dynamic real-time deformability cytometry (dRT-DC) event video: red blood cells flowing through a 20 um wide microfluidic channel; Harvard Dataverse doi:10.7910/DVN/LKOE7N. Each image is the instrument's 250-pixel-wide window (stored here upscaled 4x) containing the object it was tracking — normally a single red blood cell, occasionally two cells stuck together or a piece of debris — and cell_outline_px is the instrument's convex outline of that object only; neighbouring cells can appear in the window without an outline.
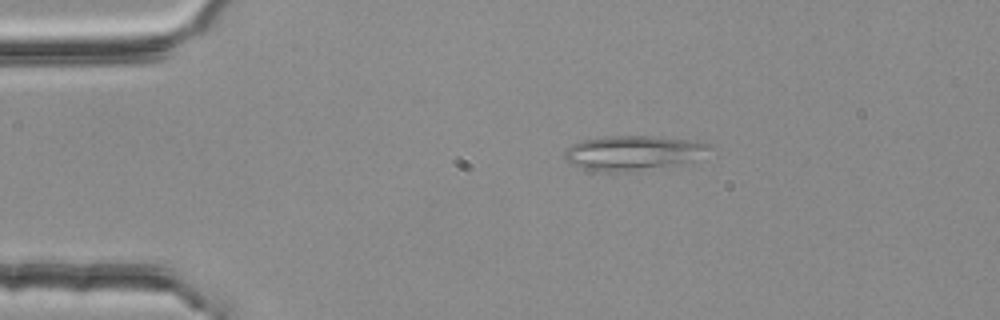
{"species": "common noctule bat (a hibernating species)", "species_latin": "Nyctalus noctula", "temperature_condition": "room temperature", "stored_images_in_passage": 3, "camera_frame_rate_fps": 3000, "um_per_image_px": 0.085, "animal": {"sex": "female", "body_mass_g": 25.1}, "frame": {"image": 1, "passage_image": 2, "time_ms": 0.333, "image_size_px": [1000, 320], "cell_outline_px": [[716, 148], [684, 164], [612, 172], [584, 168], [572, 164], [564, 156], [564, 152], [572, 144], [584, 140], [608, 136], [652, 136], [684, 140], [708, 144]], "centroid_in_image_um": [53.84, 12.98], "position_along_channel_um": 31.2, "area_um2": 28.5}}